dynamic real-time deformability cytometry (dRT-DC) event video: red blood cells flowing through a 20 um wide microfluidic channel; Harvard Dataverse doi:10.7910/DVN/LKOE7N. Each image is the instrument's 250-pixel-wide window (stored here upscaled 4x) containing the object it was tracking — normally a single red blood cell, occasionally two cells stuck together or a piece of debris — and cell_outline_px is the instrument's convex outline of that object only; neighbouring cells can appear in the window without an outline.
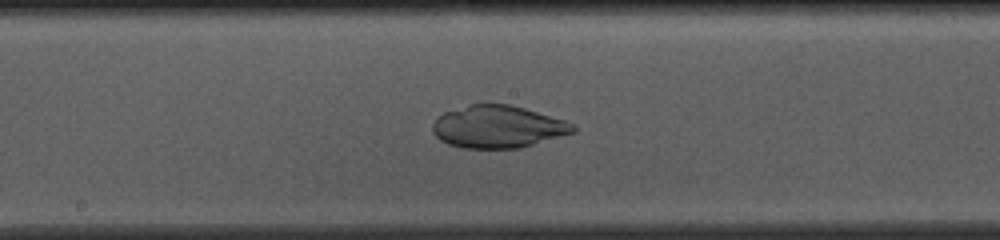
{"species": "common noctule bat (a hibernating species)", "species_latin": "Nyctalus noctula", "temperature_condition": "cold", "stored_images_in_passage": 52, "camera_frame_rate_fps": 3000, "um_per_image_px": 0.085, "animal": {"sex": "female", "body_mass_g": 10.0, "forearm_length_mm": 53.1}, "frame": {"image": 1, "passage_image": 26, "time_ms": 8.333, "image_size_px": [1000, 240], "cell_outline_px": [[576, 132], [520, 148], [464, 148], [448, 144], [440, 140], [432, 132], [432, 124], [444, 112], [472, 104], [508, 104], [524, 108], [564, 120], [572, 124], [576, 128]], "centroid_in_image_um": [42.32, 10.78], "position_along_channel_um": 205.9, "area_um2": 34.45}}
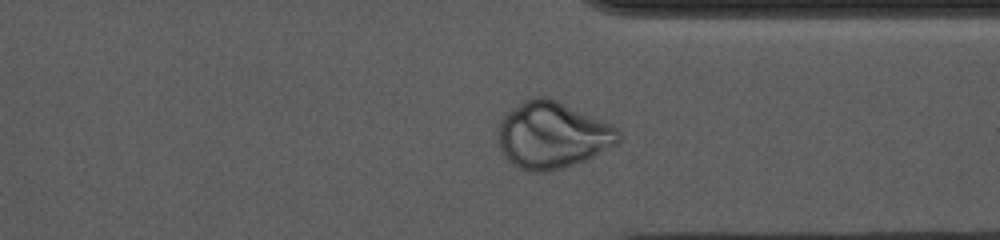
{"frame": {"image": 2, "passage_image": 39, "time_ms": 12.667, "image_size_px": [1000, 240], "cell_outline_px": [[620, 140], [616, 144], [584, 160], [564, 168], [548, 172], [528, 172], [512, 164], [504, 156], [496, 144], [496, 124], [512, 108], [524, 100], [532, 96], [548, 96], [608, 124], [616, 128], [620, 132]], "centroid_in_image_um": [46.84, 11.5], "position_along_channel_um": 364.6, "area_um2": 46.88}}